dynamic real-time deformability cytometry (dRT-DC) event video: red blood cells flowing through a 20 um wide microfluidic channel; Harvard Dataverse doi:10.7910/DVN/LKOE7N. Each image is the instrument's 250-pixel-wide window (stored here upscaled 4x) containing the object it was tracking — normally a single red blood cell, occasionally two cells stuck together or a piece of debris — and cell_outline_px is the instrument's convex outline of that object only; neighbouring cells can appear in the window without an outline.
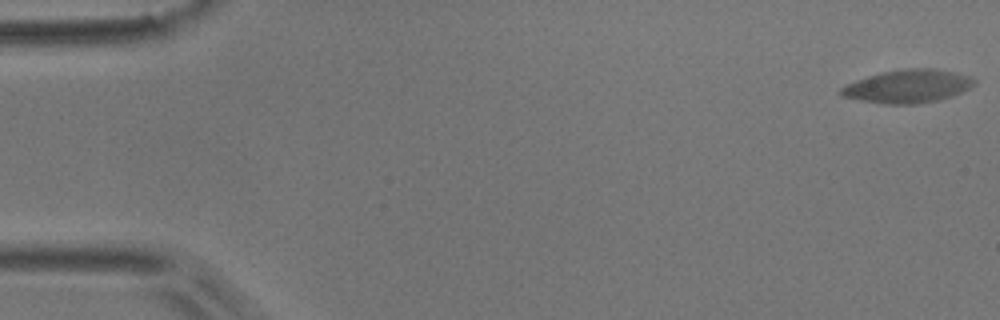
{"species": "common noctule bat (a hibernating species)", "species_latin": "Nyctalus noctula", "temperature_condition": "room temperature", "stored_images_in_passage": 6, "camera_frame_rate_fps": 3000, "um_per_image_px": 0.085, "animal": {"sex": "male", "body_mass_g": 17.9}, "frame": {"image": 1, "passage_image": 1, "time_ms": 0.0, "image_size_px": [1000, 320], "cell_outline_px": [[976, 84], [952, 96], [936, 100], [916, 104], [884, 104], [860, 100], [840, 96], [836, 92], [840, 88], [856, 80], [880, 72], [904, 68], [932, 68], [956, 72], [972, 76], [976, 80]], "centroid_in_image_um": [77.15, 7.32], "position_along_channel_um": 7.9, "area_um2": 25.95}}
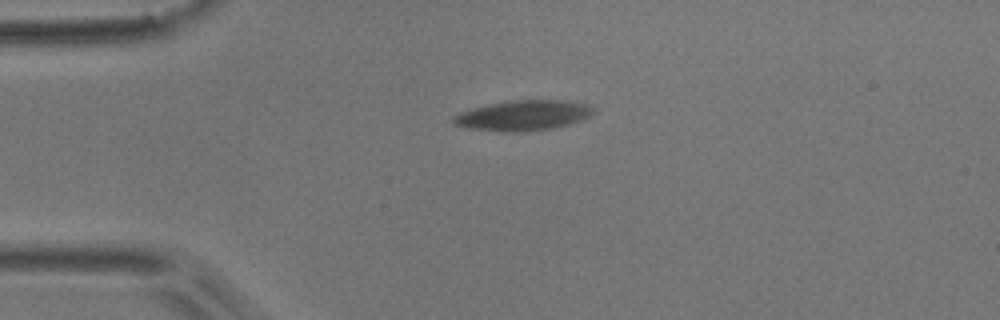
{"frame": {"image": 2, "passage_image": 5, "time_ms": 1.333, "image_size_px": [1000, 320], "cell_outline_px": [[596, 112], [580, 120], [568, 124], [552, 128], [524, 132], [504, 132], [468, 128], [452, 124], [452, 116], [460, 112], [472, 108], [492, 104], [516, 100], [572, 100], [588, 104], [596, 108]], "centroid_in_image_um": [44.49, 9.81], "position_along_channel_um": 40.5, "area_um2": 24.8}}